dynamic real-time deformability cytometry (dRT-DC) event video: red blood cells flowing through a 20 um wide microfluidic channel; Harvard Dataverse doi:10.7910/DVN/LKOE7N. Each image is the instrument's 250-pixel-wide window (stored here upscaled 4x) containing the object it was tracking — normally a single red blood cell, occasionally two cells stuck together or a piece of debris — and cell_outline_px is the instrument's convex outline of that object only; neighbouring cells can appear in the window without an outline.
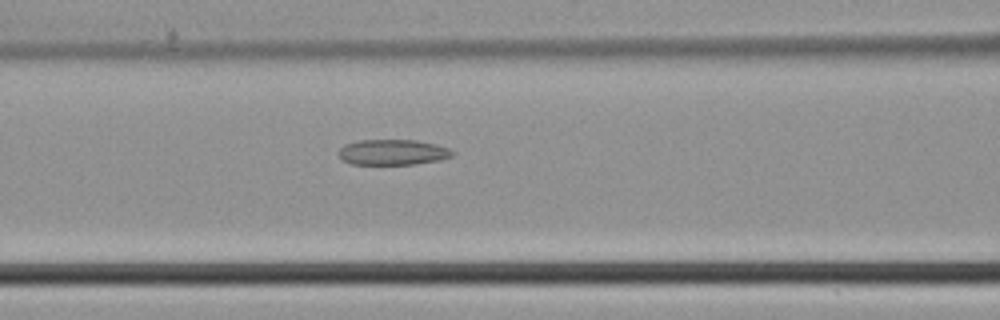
{"species": "common noctule bat (a hibernating species)", "species_latin": "Nyctalus noctula", "temperature_condition": "cold", "stored_images_in_passage": 43, "camera_frame_rate_fps": 3000, "um_per_image_px": 0.085, "animal": {"sex": "male", "body_mass_g": 21.5, "forearm_length_mm": 52.0}, "frame": {"image": 1, "passage_image": 19, "time_ms": 6.0, "image_size_px": [1000, 320], "cell_outline_px": [[456, 152], [452, 156], [440, 160], [416, 164], [352, 164], [340, 160], [340, 148], [344, 144], [360, 140], [416, 140], [436, 144], [448, 148]], "centroid_in_image_um": [33.4, 12.94], "position_along_channel_um": 133.2, "area_um2": 16.99}}
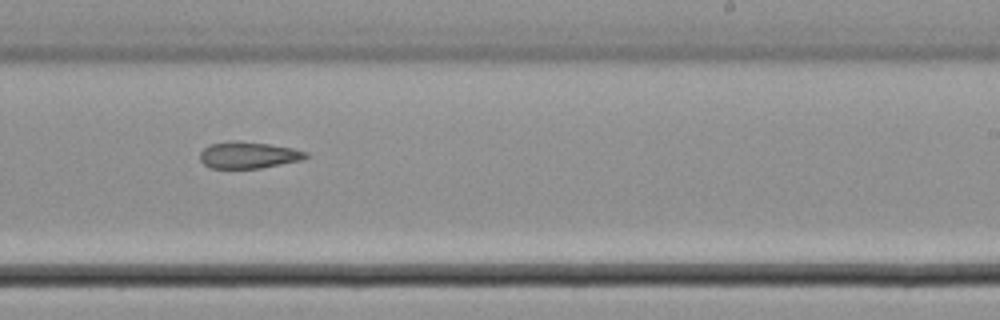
{"frame": {"image": 2, "passage_image": 28, "time_ms": 9.0, "image_size_px": [1000, 320], "cell_outline_px": [[308, 156], [304, 160], [260, 168], [212, 168], [204, 164], [200, 160], [200, 152], [208, 144], [232, 140], [236, 140], [268, 144], [292, 148], [308, 152]], "centroid_in_image_um": [21.11, 13.17], "position_along_channel_um": 267.9, "area_um2": 16.53}}
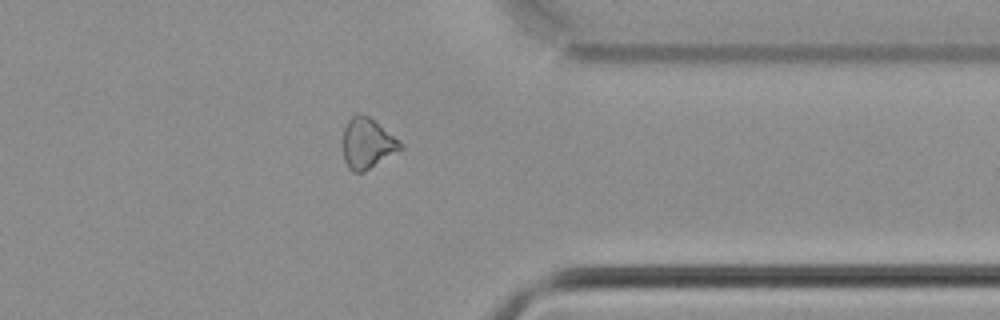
{"frame": {"image": 3, "passage_image": 36, "time_ms": 11.667, "image_size_px": [1000, 320], "cell_outline_px": [[404, 148], [364, 172], [352, 172], [348, 168], [344, 160], [344, 128], [348, 120], [356, 112], [368, 116], [404, 144]], "centroid_in_image_um": [31.23, 12.2], "position_along_channel_um": 380.2, "area_um2": 16.82}}